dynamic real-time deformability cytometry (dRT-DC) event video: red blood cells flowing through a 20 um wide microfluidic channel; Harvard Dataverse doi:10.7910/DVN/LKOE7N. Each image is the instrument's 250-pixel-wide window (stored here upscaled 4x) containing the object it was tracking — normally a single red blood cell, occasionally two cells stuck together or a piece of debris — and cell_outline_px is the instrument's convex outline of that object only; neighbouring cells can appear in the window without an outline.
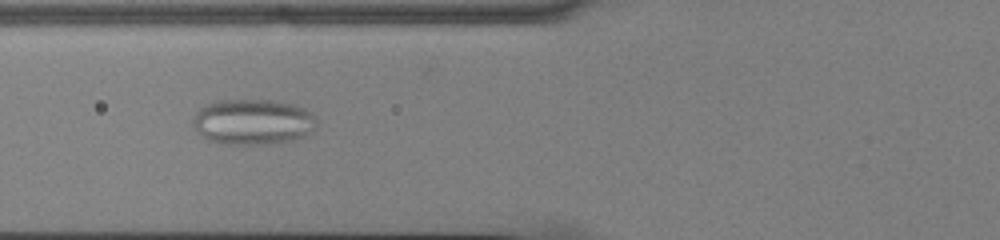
{"species": "common noctule bat (a hibernating species)", "species_latin": "Nyctalus noctula", "temperature_condition": "cold", "stored_images_in_passage": 39, "camera_frame_rate_fps": 3000, "um_per_image_px": 0.085, "animal": {"sex": "male", "body_mass_g": 13.0, "forearm_length_mm": 53.1}, "frame": {"image": 1, "passage_image": 6, "time_ms": 1.667, "image_size_px": [1000, 240], "cell_outline_px": [[316, 128], [304, 136], [292, 140], [268, 144], [224, 144], [208, 140], [196, 132], [192, 124], [192, 120], [196, 112], [204, 104], [216, 100], [272, 100], [292, 104], [304, 108], [316, 116]], "centroid_in_image_um": [21.47, 10.35], "position_along_channel_um": 104.3, "area_um2": 33.18}}
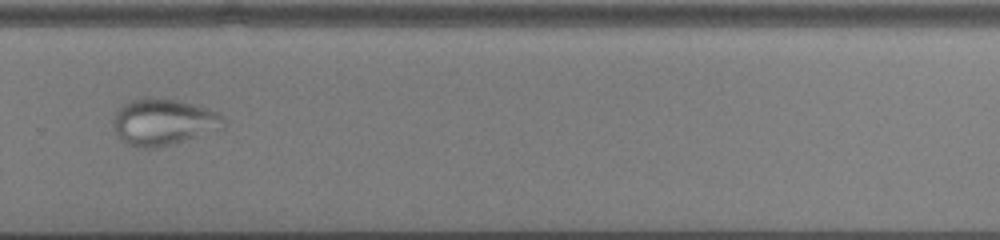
{"frame": {"image": 2, "passage_image": 23, "time_ms": 7.333, "image_size_px": [1000, 240], "cell_outline_px": [[224, 128], [184, 140], [152, 148], [136, 148], [128, 144], [116, 132], [112, 124], [112, 120], [116, 112], [124, 104], [132, 100], [144, 96], [152, 96], [176, 100], [208, 108], [220, 112], [224, 120]], "centroid_in_image_um": [13.89, 10.34], "position_along_channel_um": 315.9, "area_um2": 29.77}}
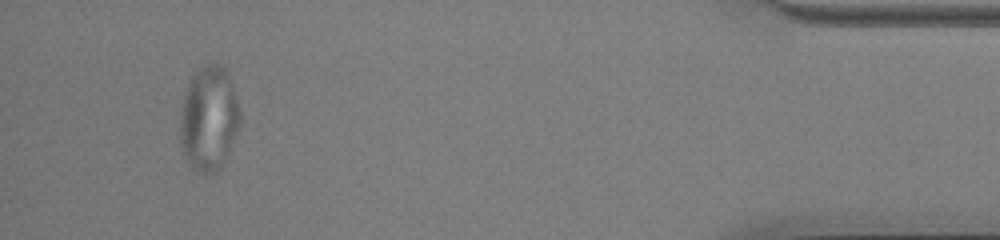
{"frame": {"image": 3, "passage_image": 36, "time_ms": 11.667, "image_size_px": [1000, 240], "cell_outline_px": [[240, 124], [224, 160], [212, 172], [204, 176], [196, 172], [188, 164], [180, 148], [180, 104], [188, 84], [192, 76], [204, 64], [216, 60], [228, 72], [232, 80], [240, 108]], "centroid_in_image_um": [17.73, 10.03], "position_along_channel_um": 417.5, "area_um2": 37.11}}